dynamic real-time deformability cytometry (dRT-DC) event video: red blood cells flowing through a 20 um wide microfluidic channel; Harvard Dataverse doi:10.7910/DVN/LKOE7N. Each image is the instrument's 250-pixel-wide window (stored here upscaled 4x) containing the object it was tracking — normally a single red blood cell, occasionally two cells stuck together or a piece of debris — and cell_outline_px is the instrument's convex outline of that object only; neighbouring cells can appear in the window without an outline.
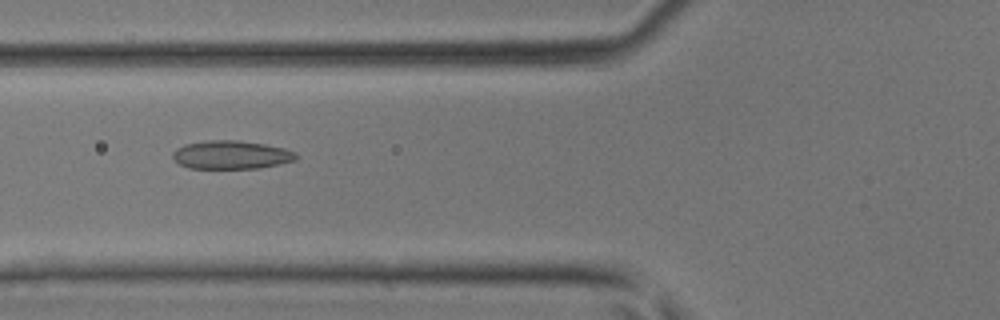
{"species": "common noctule bat (a hibernating species)", "species_latin": "Nyctalus noctula", "temperature_condition": "room temperature", "stored_images_in_passage": 38, "camera_frame_rate_fps": 3000, "um_per_image_px": 0.085, "animal": {"sex": "male", "body_mass_g": 17.9, "forearm_length_mm": 54.2}, "frame": {"image": 1, "passage_image": 11, "time_ms": 3.333, "image_size_px": [1000, 320], "cell_outline_px": [[296, 160], [280, 164], [260, 168], [188, 168], [180, 164], [172, 156], [172, 152], [176, 148], [184, 144], [204, 140], [236, 140], [264, 144], [284, 148], [296, 152]], "centroid_in_image_um": [19.64, 13.15], "position_along_channel_um": 106.2, "area_um2": 20.46}}
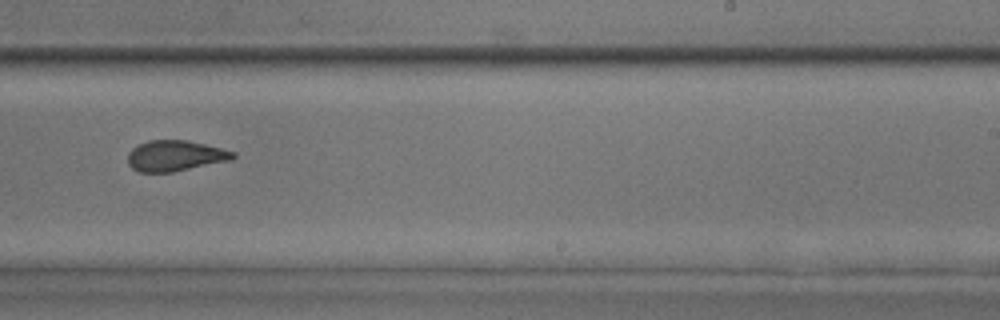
{"frame": {"image": 2, "passage_image": 22, "time_ms": 7.0, "image_size_px": [1000, 320], "cell_outline_px": [[236, 156], [232, 160], [172, 172], [140, 172], [132, 168], [128, 164], [128, 152], [132, 148], [148, 140], [188, 140], [236, 152]], "centroid_in_image_um": [14.89, 13.24], "position_along_channel_um": 274.1, "area_um2": 18.84}}
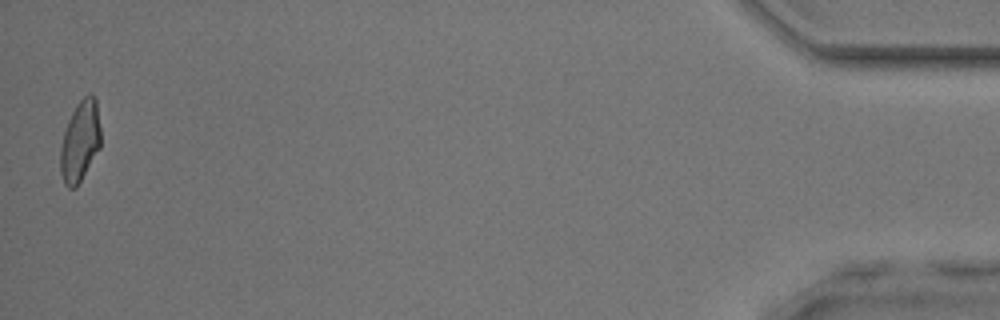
{"frame": {"image": 3, "passage_image": 38, "time_ms": 12.333, "image_size_px": [1000, 320], "cell_outline_px": [[100, 148], [76, 188], [68, 188], [64, 184], [60, 172], [60, 148], [64, 132], [68, 120], [76, 104], [88, 92], [92, 92], [96, 100], [100, 128]], "centroid_in_image_um": [6.8, 12.0], "position_along_channel_um": 428.4, "area_um2": 19.13}}